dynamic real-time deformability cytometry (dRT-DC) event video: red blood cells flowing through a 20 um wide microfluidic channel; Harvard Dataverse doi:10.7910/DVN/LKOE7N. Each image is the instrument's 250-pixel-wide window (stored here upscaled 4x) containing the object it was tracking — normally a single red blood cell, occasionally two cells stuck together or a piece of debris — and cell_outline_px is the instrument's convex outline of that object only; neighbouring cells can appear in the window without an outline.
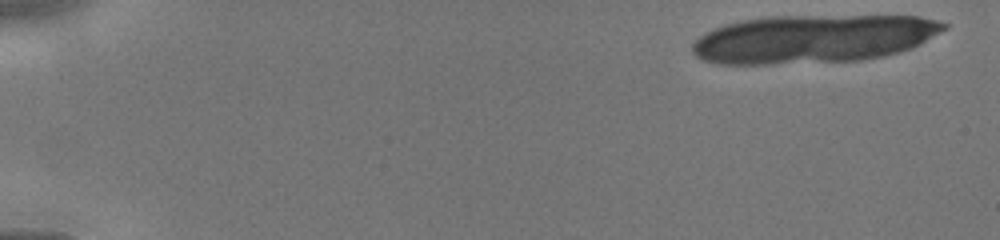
{"species": "human", "species_latin": "Homo sapiens", "temperature_condition": "cold", "stored_images_in_passage": 14, "camera_frame_rate_fps": 3000, "um_per_image_px": 0.085, "donor": {"sex": "male"}, "frame": {"image": 1, "passage_image": 1, "time_ms": 0.0, "image_size_px": [1000, 240], "cell_outline_px": [[948, 28], [920, 44], [912, 48], [900, 52], [884, 56], [860, 60], [772, 64], [716, 64], [704, 60], [696, 56], [692, 52], [692, 44], [704, 32], [712, 28], [724, 24], [744, 20], [768, 16], [920, 16], [936, 20], [948, 24]], "centroid_in_image_um": [69.11, 3.3], "position_along_channel_um": 15.9, "area_um2": 71.04}}
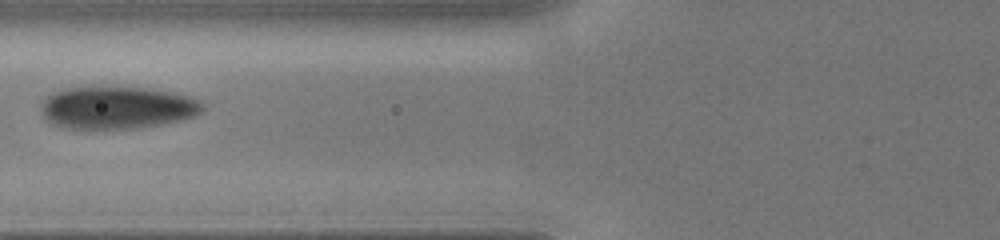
{"frame": {"image": 2, "passage_image": 10, "time_ms": 6.0, "image_size_px": [1000, 240], "cell_outline_px": [[204, 112], [196, 116], [180, 120], [160, 124], [136, 128], [64, 128], [52, 124], [44, 116], [40, 108], [40, 104], [52, 92], [64, 88], [92, 84], [104, 84], [148, 88], [172, 92], [192, 96], [200, 100], [204, 104]], "centroid_in_image_um": [9.96, 9.09], "position_along_channel_um": 115.8, "area_um2": 41.27}}
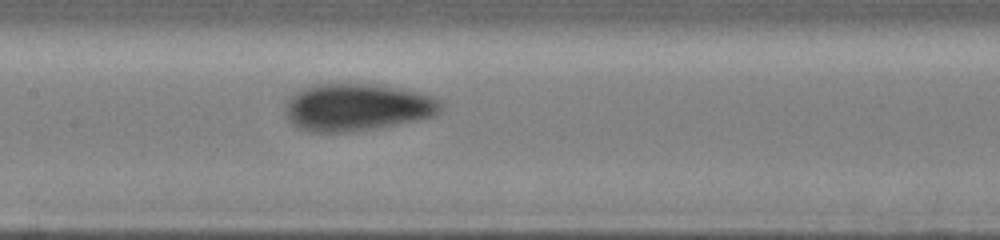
{"frame": {"image": 3, "passage_image": 14, "time_ms": 7.333, "image_size_px": [1000, 240], "cell_outline_px": [[444, 108], [432, 116], [416, 120], [376, 128], [348, 132], [308, 132], [300, 128], [288, 116], [288, 100], [296, 92], [316, 84], [384, 84], [420, 92], [432, 96], [444, 104]], "centroid_in_image_um": [30.44, 9.1], "position_along_channel_um": 177.0, "area_um2": 42.48}}